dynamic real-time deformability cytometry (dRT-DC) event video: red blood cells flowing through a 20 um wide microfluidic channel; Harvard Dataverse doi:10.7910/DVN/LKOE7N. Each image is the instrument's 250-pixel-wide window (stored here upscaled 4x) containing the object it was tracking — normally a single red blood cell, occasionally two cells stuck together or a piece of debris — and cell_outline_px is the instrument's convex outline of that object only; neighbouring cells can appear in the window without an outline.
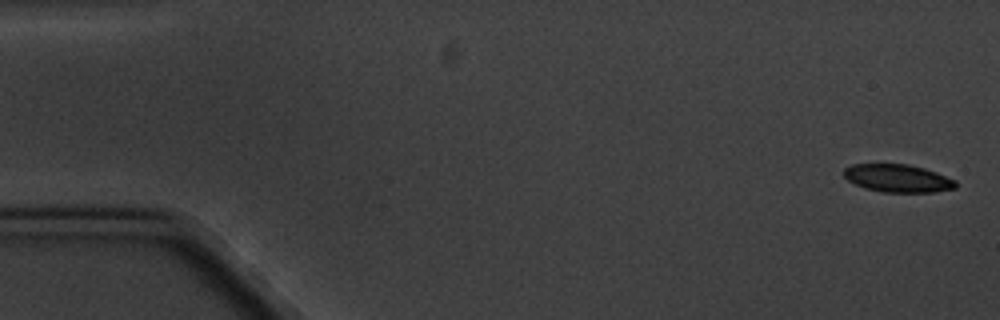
{"species": "common noctule bat (a hibernating species)", "species_latin": "Nyctalus noctula", "temperature_condition": "cold", "stored_images_in_passage": 7, "camera_frame_rate_fps": 3000, "um_per_image_px": 0.085, "animal": {"sex": "male", "body_mass_g": 20.1, "forearm_length_mm": 53.5}, "frame": {"image": 1, "passage_image": 1, "time_ms": 0.0, "image_size_px": [1000, 320], "cell_outline_px": [[956, 188], [936, 192], [884, 192], [864, 188], [848, 180], [844, 176], [844, 168], [852, 164], [908, 164], [924, 168], [936, 172], [956, 180]], "centroid_in_image_um": [76.32, 15.15], "position_along_channel_um": 8.7, "area_um2": 18.15}}
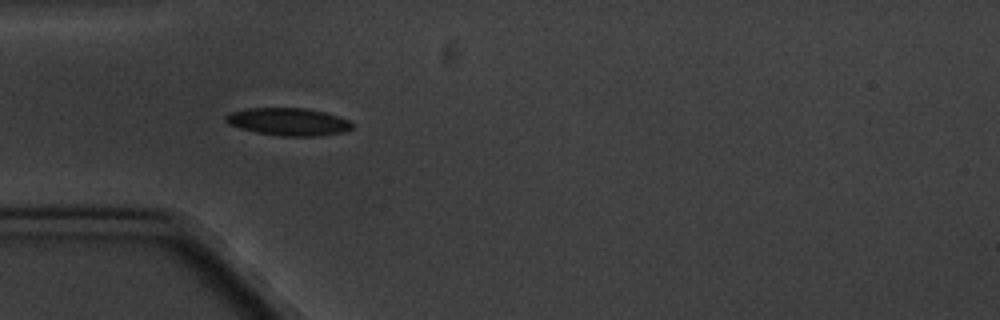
{"frame": {"image": 2, "passage_image": 5, "time_ms": 5.333, "image_size_px": [1000, 320], "cell_outline_px": [[352, 128], [344, 132], [320, 136], [280, 136], [256, 132], [240, 128], [228, 124], [224, 120], [224, 116], [232, 112], [248, 108], [304, 108], [324, 112], [348, 120], [352, 124]], "centroid_in_image_um": [24.48, 10.35], "position_along_channel_um": 60.5, "area_um2": 20.23}}